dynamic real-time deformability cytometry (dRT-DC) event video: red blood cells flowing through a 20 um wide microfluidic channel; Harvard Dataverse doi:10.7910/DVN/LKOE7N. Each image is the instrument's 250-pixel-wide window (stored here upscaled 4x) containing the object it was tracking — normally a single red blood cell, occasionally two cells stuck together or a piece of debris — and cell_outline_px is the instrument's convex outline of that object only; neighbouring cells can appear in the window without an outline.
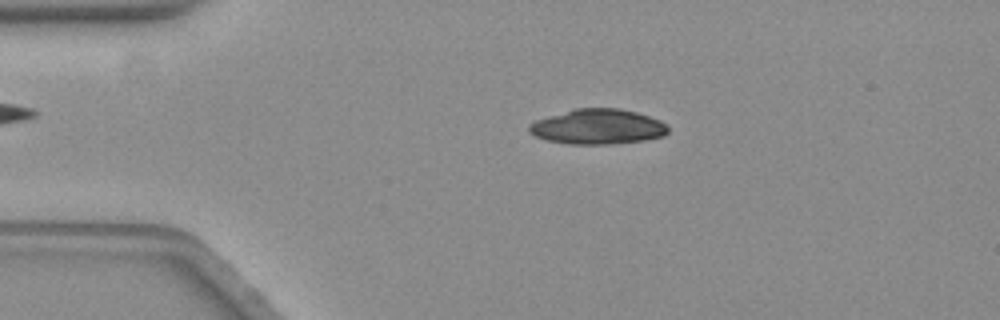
{"species": "common noctule bat (a hibernating species)", "species_latin": "Nyctalus noctula", "temperature_condition": "warm", "stored_images_in_passage": 36, "camera_frame_rate_fps": 3000, "um_per_image_px": 0.085, "animal": {"sex": "female", "body_mass_g": 19.3, "forearm_length_mm": 54.1}, "frame": {"image": 1, "passage_image": 3, "time_ms": 0.667, "image_size_px": [1000, 320], "cell_outline_px": [[668, 132], [664, 136], [644, 140], [608, 144], [568, 144], [548, 140], [536, 136], [528, 132], [528, 124], [536, 120], [548, 116], [576, 108], [620, 108], [636, 112], [660, 120], [668, 128]], "centroid_in_image_um": [50.79, 10.77], "position_along_channel_um": 34.2, "area_um2": 28.32}}